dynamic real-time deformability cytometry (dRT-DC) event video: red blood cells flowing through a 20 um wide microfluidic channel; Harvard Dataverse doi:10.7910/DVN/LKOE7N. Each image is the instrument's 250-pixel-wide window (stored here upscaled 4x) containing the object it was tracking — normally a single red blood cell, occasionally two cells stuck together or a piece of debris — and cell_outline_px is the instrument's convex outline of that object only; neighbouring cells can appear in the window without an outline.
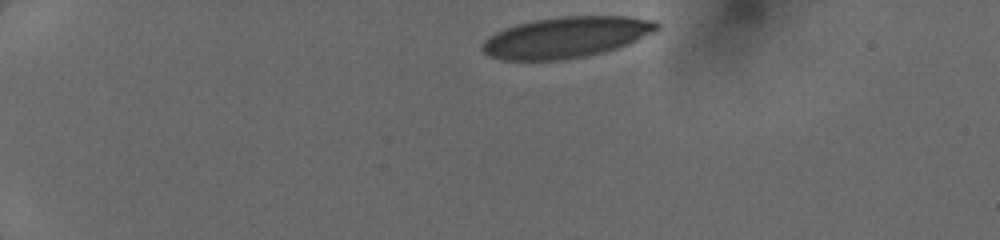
{"species": "human", "species_latin": "Homo sapiens", "temperature_condition": "cold", "stored_images_in_passage": 8, "camera_frame_rate_fps": 3000, "um_per_image_px": 0.085, "donor": {"sex": "female"}, "frame": {"image": 1, "passage_image": 1, "time_ms": 0.0, "image_size_px": [1000, 240], "cell_outline_px": [[660, 28], [628, 44], [604, 52], [564, 60], [500, 60], [488, 56], [480, 48], [480, 44], [488, 36], [504, 28], [516, 24], [532, 20], [560, 16], [628, 16], [656, 20], [660, 24]], "centroid_in_image_um": [48.08, 3.16], "position_along_channel_um": 36.9, "area_um2": 42.02}}
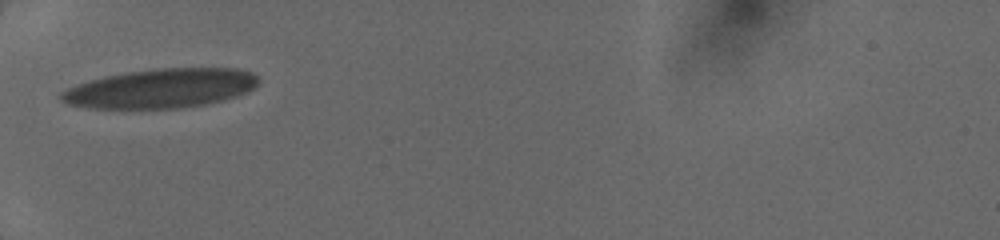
{"frame": {"image": 2, "passage_image": 4, "time_ms": 2.667, "image_size_px": [1000, 240], "cell_outline_px": [[260, 80], [248, 92], [236, 96], [204, 104], [176, 108], [88, 108], [68, 104], [60, 100], [60, 92], [76, 84], [88, 80], [104, 76], [124, 72], [156, 68], [240, 68], [252, 72]], "centroid_in_image_um": [13.65, 7.5], "position_along_channel_um": 71.4, "area_um2": 45.14}}
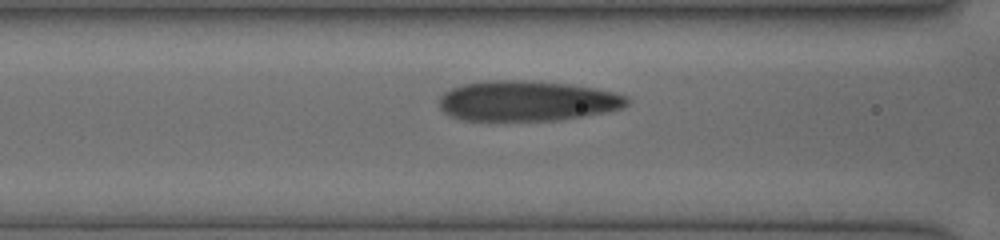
{"frame": {"image": 3, "passage_image": 7, "time_ms": 4.0, "image_size_px": [1000, 240], "cell_outline_px": [[628, 104], [620, 108], [604, 112], [556, 120], [460, 120], [448, 116], [440, 108], [440, 96], [444, 92], [452, 88], [464, 84], [488, 80], [528, 80], [568, 84], [596, 88], [616, 92], [628, 96]], "centroid_in_image_um": [44.78, 8.57], "position_along_channel_um": 121.8, "area_um2": 44.04}}